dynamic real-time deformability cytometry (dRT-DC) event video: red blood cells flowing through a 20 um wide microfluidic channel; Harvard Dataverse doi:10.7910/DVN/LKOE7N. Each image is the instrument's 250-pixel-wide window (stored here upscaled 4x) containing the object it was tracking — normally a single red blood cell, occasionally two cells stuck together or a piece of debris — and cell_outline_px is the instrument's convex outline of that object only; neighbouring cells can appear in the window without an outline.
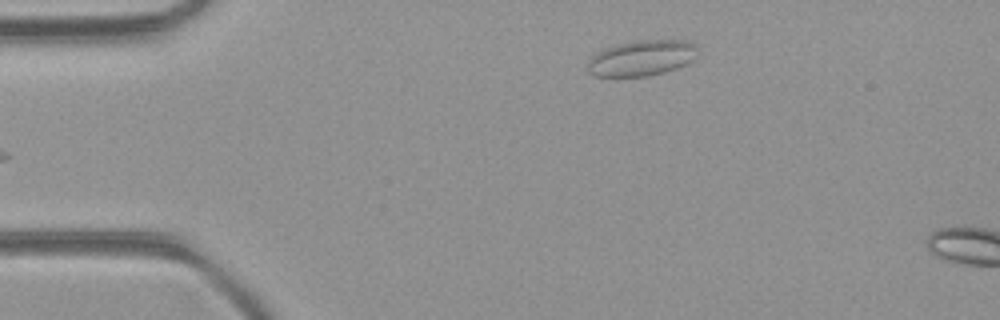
{"species": "common noctule bat (a hibernating species)", "species_latin": "Nyctalus noctula", "temperature_condition": "room temperature", "stored_images_in_passage": 4, "camera_frame_rate_fps": 3000, "um_per_image_px": 0.085, "animal": {"sex": "female", "body_mass_g": 21.9}, "frame": {"image": 1, "passage_image": 4, "time_ms": 1.0, "image_size_px": [1000, 320], "cell_outline_px": [[696, 56], [688, 64], [664, 72], [648, 76], [596, 76], [588, 72], [588, 60], [592, 56], [604, 48], [616, 44], [636, 40], [684, 40], [696, 44]], "centroid_in_image_um": [54.54, 4.92], "position_along_channel_um": 30.5, "area_um2": 22.89}}